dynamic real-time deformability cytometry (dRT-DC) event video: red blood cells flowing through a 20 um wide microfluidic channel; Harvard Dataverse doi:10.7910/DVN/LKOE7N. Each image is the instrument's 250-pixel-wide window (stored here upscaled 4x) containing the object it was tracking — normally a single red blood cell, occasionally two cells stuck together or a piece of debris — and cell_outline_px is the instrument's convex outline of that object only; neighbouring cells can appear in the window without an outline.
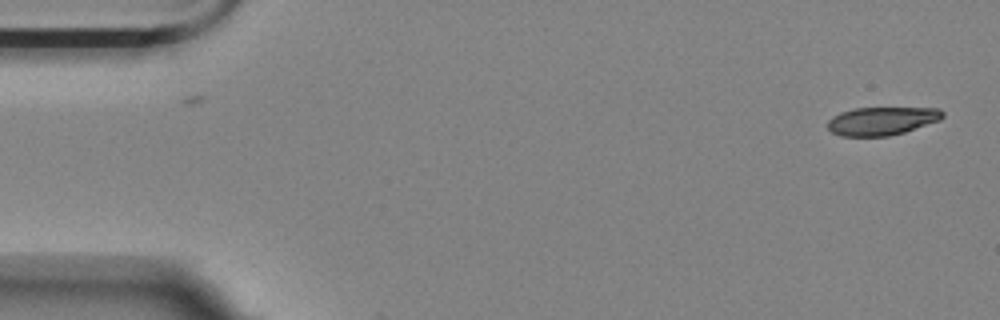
{"species": "Egyptian fruit bat (a non-hibernating species)", "species_latin": "Rousettus aegyptiacus", "temperature_condition": "room temperature", "stored_images_in_passage": 35, "camera_frame_rate_fps": 3000, "um_per_image_px": 0.085, "animal": {"sex": "female"}, "frame": {"image": 1, "passage_image": 1, "time_ms": 0.0, "image_size_px": [1000, 320], "cell_outline_px": [[944, 116], [940, 120], [904, 132], [888, 136], [840, 136], [832, 132], [828, 128], [828, 120], [832, 116], [840, 112], [852, 108], [940, 108], [944, 112]], "centroid_in_image_um": [74.94, 10.27], "position_along_channel_um": 10.1, "area_um2": 18.96}}
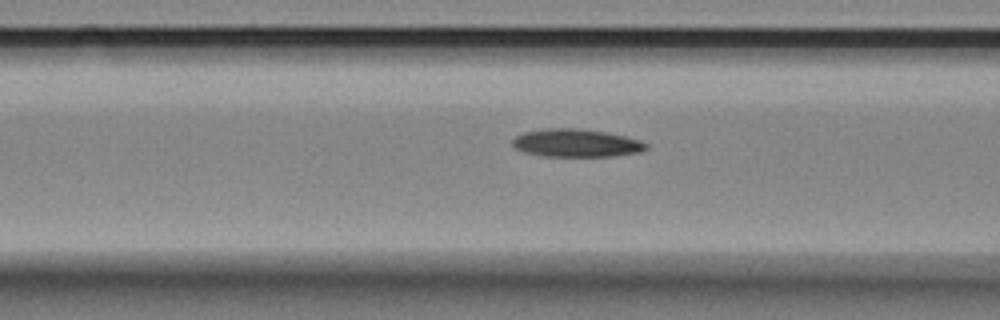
{"frame": {"image": 2, "passage_image": 20, "time_ms": 6.333, "image_size_px": [1000, 320], "cell_outline_px": [[648, 148], [640, 152], [612, 156], [544, 156], [524, 152], [516, 148], [512, 144], [512, 140], [516, 136], [524, 132], [548, 128], [576, 128], [604, 132], [624, 136], [640, 140], [648, 144]], "centroid_in_image_um": [48.98, 12.16], "position_along_channel_um": 117.6, "area_um2": 21.62}}
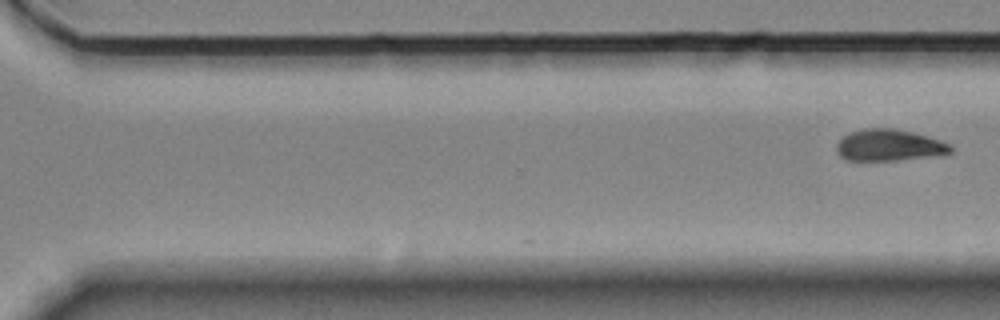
{"frame": {"image": 3, "passage_image": 35, "time_ms": 11.333, "image_size_px": [1000, 320], "cell_outline_px": [[952, 152], [928, 156], [896, 160], [844, 160], [836, 152], [836, 144], [848, 132], [864, 128], [896, 128], [928, 136], [940, 140], [948, 144], [952, 148]], "centroid_in_image_um": [75.51, 12.33], "position_along_channel_um": 295.1, "area_um2": 20.87}}